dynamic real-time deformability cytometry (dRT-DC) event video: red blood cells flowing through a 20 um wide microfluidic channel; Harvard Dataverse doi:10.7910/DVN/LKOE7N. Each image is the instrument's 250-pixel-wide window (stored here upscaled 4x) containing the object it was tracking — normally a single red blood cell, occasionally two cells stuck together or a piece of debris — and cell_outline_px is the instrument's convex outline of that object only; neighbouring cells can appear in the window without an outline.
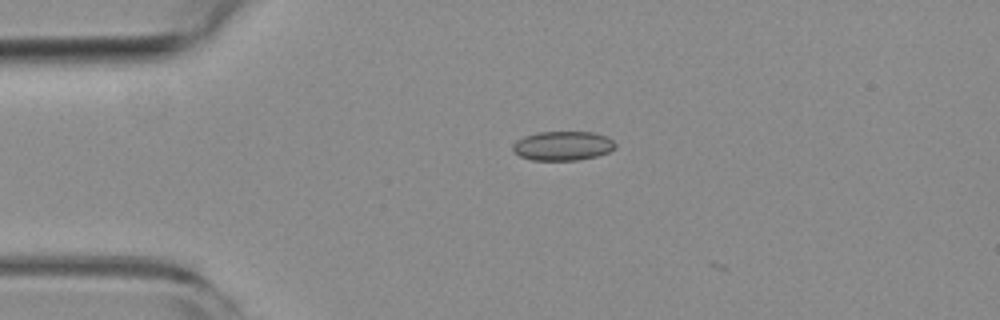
{"species": "common noctule bat (a hibernating species)", "species_latin": "Nyctalus noctula", "temperature_condition": "room temperature", "stored_images_in_passage": 2, "camera_frame_rate_fps": 3000, "um_per_image_px": 0.085, "animal": {"sex": "female", "body_mass_g": 19.3, "forearm_length_mm": 54.1}, "frame": {"image": 1, "passage_image": 1, "time_ms": 0.0, "image_size_px": [1000, 320], "cell_outline_px": [[616, 148], [608, 152], [596, 156], [580, 160], [532, 160], [520, 156], [512, 152], [512, 144], [516, 140], [524, 136], [536, 132], [592, 132], [608, 136], [616, 144]], "centroid_in_image_um": [47.82, 12.39], "position_along_channel_um": 37.2, "area_um2": 17.69}}